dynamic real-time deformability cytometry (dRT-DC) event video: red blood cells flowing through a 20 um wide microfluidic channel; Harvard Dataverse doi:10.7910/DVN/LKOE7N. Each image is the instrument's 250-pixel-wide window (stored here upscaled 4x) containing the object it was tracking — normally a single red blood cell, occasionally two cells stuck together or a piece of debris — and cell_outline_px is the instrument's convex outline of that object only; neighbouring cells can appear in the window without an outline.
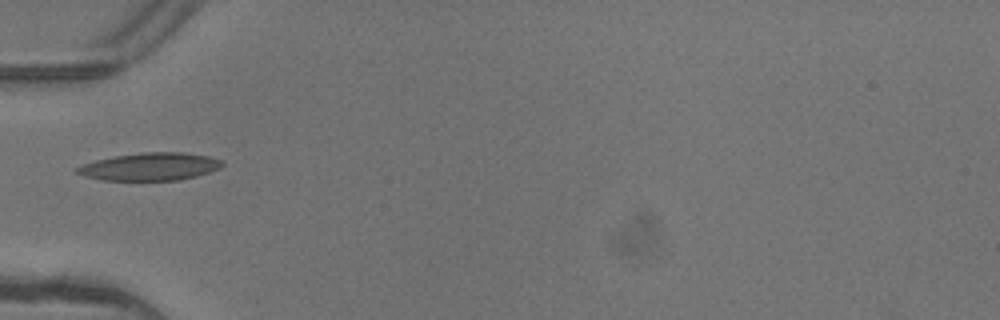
{"species": "common noctule bat (a hibernating species)", "species_latin": "Nyctalus noctula", "temperature_condition": "warm", "stored_images_in_passage": 5, "camera_frame_rate_fps": 3000, "um_per_image_px": 0.085, "animal": {"sex": "female"}, "frame": {"image": 1, "passage_image": 5, "time_ms": 1.333, "image_size_px": [1000, 320], "cell_outline_px": [[224, 164], [220, 168], [196, 176], [180, 180], [100, 180], [84, 176], [76, 172], [76, 168], [84, 164], [96, 160], [112, 156], [140, 152], [180, 152], [208, 156], [220, 160]], "centroid_in_image_um": [12.73, 14.16], "position_along_channel_um": 72.3, "area_um2": 23.35}}